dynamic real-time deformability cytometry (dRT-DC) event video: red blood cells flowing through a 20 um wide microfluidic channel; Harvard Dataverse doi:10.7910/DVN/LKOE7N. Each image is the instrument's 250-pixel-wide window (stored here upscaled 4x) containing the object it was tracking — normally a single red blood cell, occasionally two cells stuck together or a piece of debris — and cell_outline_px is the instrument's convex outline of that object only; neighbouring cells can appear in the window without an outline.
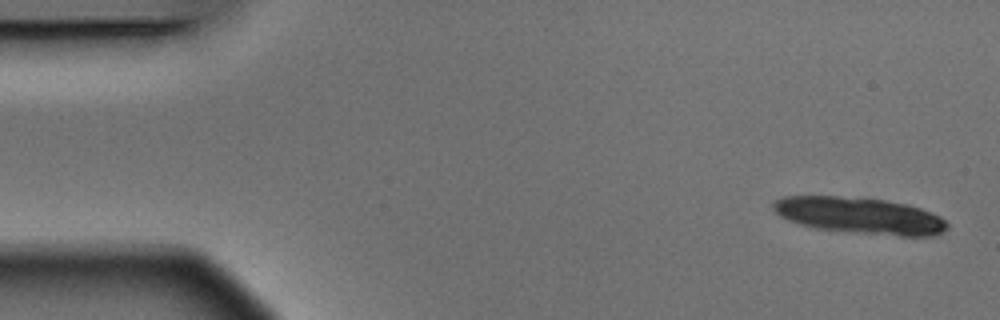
{"species": "Egyptian fruit bat (a non-hibernating species)", "species_latin": "Rousettus aegyptiacus", "temperature_condition": "warm", "stored_images_in_passage": 5, "camera_frame_rate_fps": 3000, "um_per_image_px": 0.085, "animal": {"sex": "male"}, "frame": {"image": 1, "passage_image": 1, "time_ms": 0.0, "image_size_px": [1000, 320], "cell_outline_px": [[948, 228], [944, 232], [936, 236], [900, 236], [856, 232], [816, 228], [800, 224], [788, 220], [780, 216], [772, 208], [772, 204], [776, 200], [784, 196], [840, 196], [884, 200], [904, 204], [920, 208], [932, 212], [940, 216], [948, 224]], "centroid_in_image_um": [73.11, 18.33], "position_along_channel_um": 11.9, "area_um2": 36.82}}